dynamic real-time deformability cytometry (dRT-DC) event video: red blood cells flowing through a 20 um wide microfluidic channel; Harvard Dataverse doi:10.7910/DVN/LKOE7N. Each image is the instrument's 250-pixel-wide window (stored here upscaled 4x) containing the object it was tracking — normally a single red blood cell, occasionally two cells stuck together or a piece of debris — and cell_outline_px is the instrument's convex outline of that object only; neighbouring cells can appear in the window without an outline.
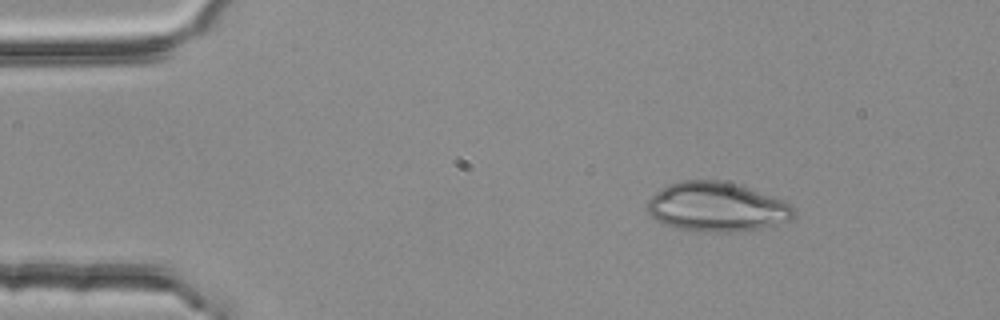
{"species": "common noctule bat (a hibernating species)", "species_latin": "Nyctalus noctula", "temperature_condition": "room temperature", "stored_images_in_passage": 2, "camera_frame_rate_fps": 3000, "um_per_image_px": 0.085, "animal": {"sex": "female", "body_mass_g": 25.1}, "frame": {"image": 1, "passage_image": 1, "time_ms": 0.0, "image_size_px": [1000, 320], "cell_outline_px": [[796, 212], [788, 220], [764, 228], [724, 232], [680, 228], [664, 224], [656, 220], [648, 212], [648, 200], [656, 192], [680, 180], [720, 180], [784, 200], [792, 204], [796, 208]], "centroid_in_image_um": [60.94, 17.59], "position_along_channel_um": 24.1, "area_um2": 41.27}}